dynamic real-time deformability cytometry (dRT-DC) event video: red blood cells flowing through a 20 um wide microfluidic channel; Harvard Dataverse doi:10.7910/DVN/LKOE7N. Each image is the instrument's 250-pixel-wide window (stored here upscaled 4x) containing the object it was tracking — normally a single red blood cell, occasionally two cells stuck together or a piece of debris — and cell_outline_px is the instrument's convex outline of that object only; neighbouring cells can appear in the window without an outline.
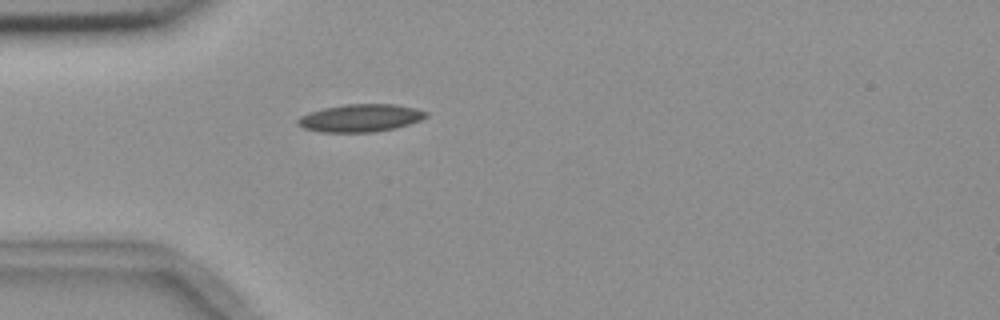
{"species": "common noctule bat (a hibernating species)", "species_latin": "Nyctalus noctula", "temperature_condition": "room temperature", "stored_images_in_passage": 1, "camera_frame_rate_fps": 3000, "um_per_image_px": 0.085, "animal": {"sex": "female", "body_mass_g": 18.4}, "frame": {"image": 1, "passage_image": 1, "time_ms": 0.0, "image_size_px": [1000, 320], "cell_outline_px": [[428, 116], [420, 120], [396, 128], [376, 132], [320, 132], [304, 128], [296, 124], [296, 120], [300, 116], [308, 112], [324, 108], [344, 104], [396, 104], [416, 108], [428, 112]], "centroid_in_image_um": [30.63, 10.03], "position_along_channel_um": 54.4, "area_um2": 20.87}}